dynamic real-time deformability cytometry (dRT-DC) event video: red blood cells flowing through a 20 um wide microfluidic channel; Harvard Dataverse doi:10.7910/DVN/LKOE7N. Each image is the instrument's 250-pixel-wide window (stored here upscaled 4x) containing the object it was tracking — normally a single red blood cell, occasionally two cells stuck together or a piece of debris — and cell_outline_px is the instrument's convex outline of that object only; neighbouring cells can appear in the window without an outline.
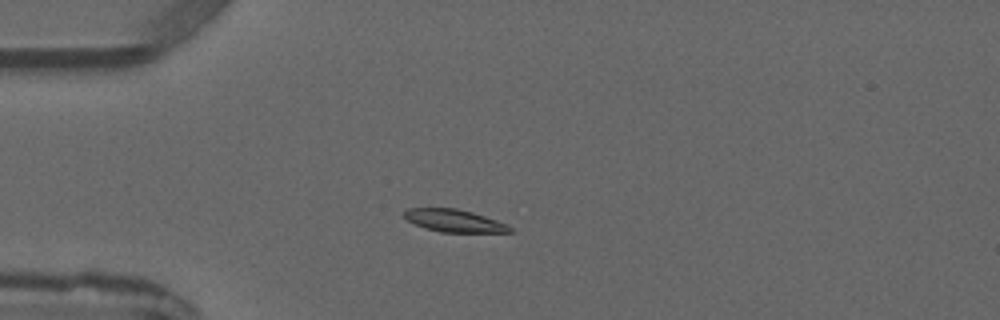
{"species": "common noctule bat (a hibernating species)", "species_latin": "Nyctalus noctula", "temperature_condition": "warm", "stored_images_in_passage": 3, "camera_frame_rate_fps": 3000, "um_per_image_px": 0.085, "animal": {"sex": "male", "forearm_length_mm": 52.5}, "frame": {"image": 1, "passage_image": 3, "time_ms": 2.333, "image_size_px": [1000, 320], "cell_outline_px": [[512, 232], [440, 232], [424, 228], [408, 220], [404, 216], [404, 212], [408, 208], [456, 208], [472, 212], [508, 224], [512, 228]], "centroid_in_image_um": [38.62, 18.76], "position_along_channel_um": 46.4, "area_um2": 13.76}}